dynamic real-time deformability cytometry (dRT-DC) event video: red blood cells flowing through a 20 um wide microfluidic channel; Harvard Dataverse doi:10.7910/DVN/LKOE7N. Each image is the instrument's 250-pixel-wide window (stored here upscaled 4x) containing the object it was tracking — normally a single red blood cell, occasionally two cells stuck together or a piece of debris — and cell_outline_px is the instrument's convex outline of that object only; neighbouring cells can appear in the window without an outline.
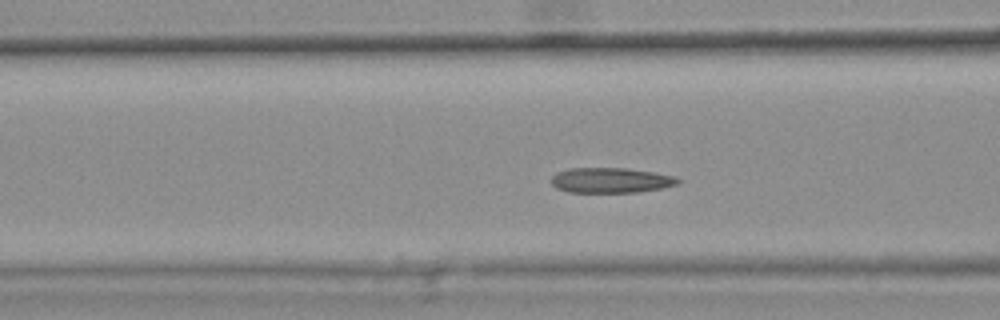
{"species": "common noctule bat (a hibernating species)", "species_latin": "Nyctalus noctula", "temperature_condition": "warm", "stored_images_in_passage": 43, "camera_frame_rate_fps": 3000, "um_per_image_px": 0.085, "animal": {"sex": "female", "body_mass_g": 25.1}, "frame": {"image": 1, "passage_image": 19, "time_ms": 6.0, "image_size_px": [1000, 320], "cell_outline_px": [[684, 180], [680, 184], [664, 188], [636, 192], [568, 192], [556, 188], [552, 184], [552, 176], [556, 172], [568, 168], [628, 168], [676, 176]], "centroid_in_image_um": [51.97, 15.32], "position_along_channel_um": 114.6, "area_um2": 18.84}, "authors_computed_cell_mechanics": {"area_um2": 18.9584, "velocity_mm_per_s": 3.6757, "shape_relaxation_time_tau1_ms": 8.0813, "shape_relaxation_time_tau2_ms": 2.4693, "deformation_change_tau1": 0.1621, "deformation_change_tau2": 0.0722}}